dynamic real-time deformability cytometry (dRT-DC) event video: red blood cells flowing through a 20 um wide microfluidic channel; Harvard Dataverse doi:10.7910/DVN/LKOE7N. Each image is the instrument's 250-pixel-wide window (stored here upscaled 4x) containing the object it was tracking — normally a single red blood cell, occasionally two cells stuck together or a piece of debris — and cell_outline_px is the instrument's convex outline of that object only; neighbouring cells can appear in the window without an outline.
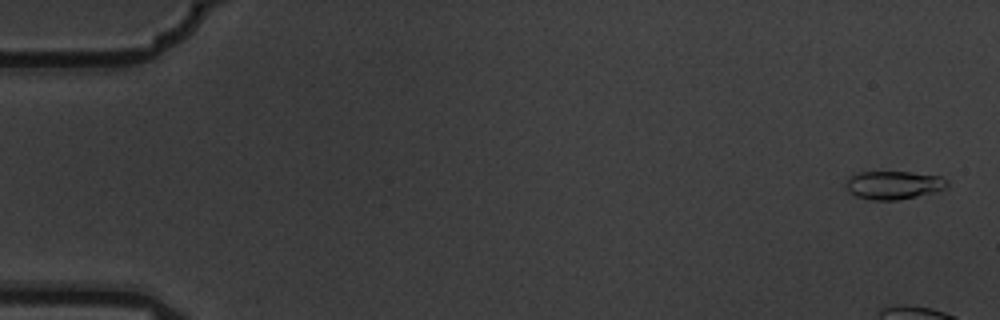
{"species": "common noctule bat (a hibernating species)", "species_latin": "Nyctalus noctula", "temperature_condition": "warm", "stored_images_in_passage": 6, "camera_frame_rate_fps": 3000, "um_per_image_px": 0.085, "animal": {"sex": "male", "body_mass_g": 19.5, "forearm_length_mm": 54.6}, "frame": {"image": 1, "passage_image": 1, "time_ms": 0.0, "image_size_px": [1000, 320], "cell_outline_px": [[948, 184], [944, 188], [932, 192], [900, 200], [872, 200], [856, 196], [848, 192], [844, 184], [848, 176], [860, 172], [912, 172], [940, 176], [948, 180]], "centroid_in_image_um": [75.9, 15.72], "position_along_channel_um": 9.1, "area_um2": 16.76}}